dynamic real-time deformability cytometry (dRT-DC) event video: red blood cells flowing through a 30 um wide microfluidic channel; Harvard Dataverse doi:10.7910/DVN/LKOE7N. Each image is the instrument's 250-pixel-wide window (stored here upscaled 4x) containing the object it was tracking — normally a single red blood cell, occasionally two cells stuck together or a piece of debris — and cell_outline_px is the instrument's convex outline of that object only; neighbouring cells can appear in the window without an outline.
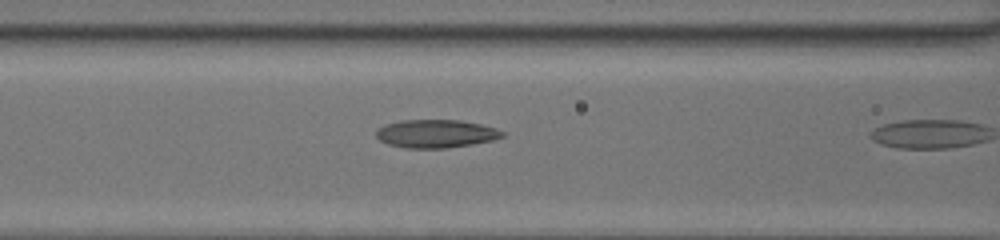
{"species": "common noctule bat (a hibernating species)", "species_latin": "Nyctalus noctula", "temperature_condition": "room temperature", "stored_images_in_passage": 10, "camera_frame_rate_fps": 3000, "um_per_image_px": 0.085, "animal": {"sex": "female", "body_mass_g": 20.0, "forearm_length_mm": 54.0}, "frame": {"image": 1, "passage_image": 9, "time_ms": 2.667, "image_size_px": [1000, 240], "cell_outline_px": [[504, 136], [492, 140], [472, 144], [448, 148], [404, 148], [388, 144], [380, 140], [376, 136], [376, 128], [384, 124], [400, 120], [460, 120], [480, 124], [496, 128], [504, 132]], "centroid_in_image_um": [37.02, 11.36], "position_along_channel_um": 129.6, "area_um2": 20.81}}